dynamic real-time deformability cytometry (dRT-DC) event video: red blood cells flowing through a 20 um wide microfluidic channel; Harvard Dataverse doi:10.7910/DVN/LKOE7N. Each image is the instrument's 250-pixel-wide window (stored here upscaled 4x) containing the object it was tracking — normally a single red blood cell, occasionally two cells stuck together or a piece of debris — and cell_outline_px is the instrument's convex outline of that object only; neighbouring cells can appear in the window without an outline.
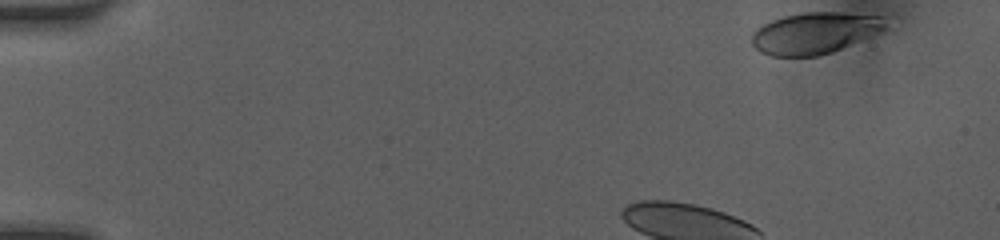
{"species": "human", "species_latin": "Homo sapiens", "temperature_condition": "room temperature", "stored_images_in_passage": 17, "segment_of_instrument_passage": [1, 2], "camera_frame_rate_fps": 3000, "um_per_image_px": 0.085, "donor": {"sex": "female"}, "frame": {"image": 1, "passage_image": 1, "time_ms": 0.0, "image_size_px": [1000, 240], "cell_outline_px": [[884, 28], [880, 32], [832, 52], [816, 56], [772, 56], [760, 52], [752, 44], [752, 32], [756, 28], [772, 20], [784, 16], [804, 12], [840, 12], [884, 16]], "centroid_in_image_um": [69.22, 2.8], "position_along_channel_um": 15.8, "area_um2": 32.14}}
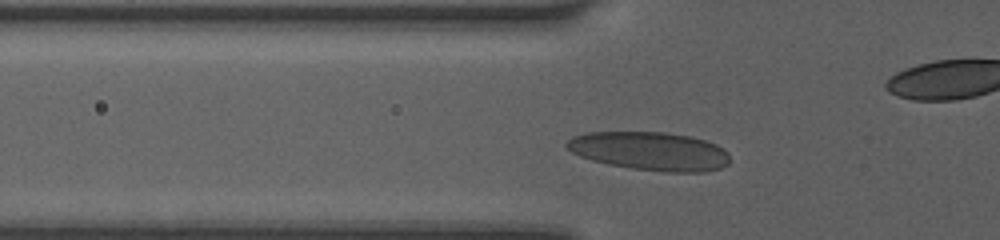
{"frame": {"image": 2, "passage_image": 10, "time_ms": 3.333, "image_size_px": [1000, 240], "cell_outline_px": [[728, 164], [720, 168], [704, 172], [668, 172], [632, 168], [608, 164], [592, 160], [580, 156], [572, 152], [564, 144], [572, 136], [584, 132], [664, 132], [688, 136], [704, 140], [716, 144], [724, 148], [728, 152]], "centroid_in_image_um": [55.23, 12.84], "position_along_channel_um": 70.6, "area_um2": 36.59}}
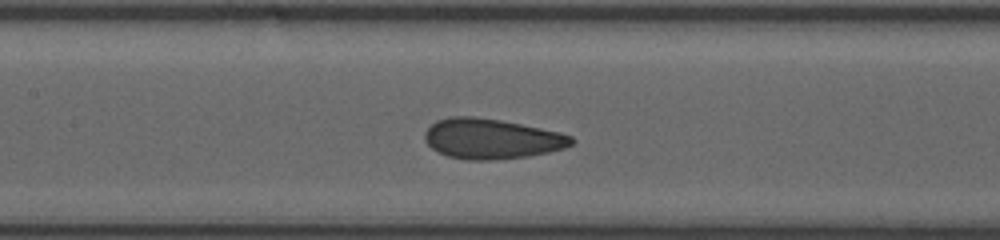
{"frame": {"image": 3, "passage_image": 15, "time_ms": 5.667, "image_size_px": [1000, 240], "cell_outline_px": [[576, 140], [572, 144], [564, 148], [548, 152], [528, 156], [488, 160], [468, 160], [448, 156], [432, 148], [424, 140], [424, 132], [436, 120], [452, 116], [472, 116], [500, 120], [560, 132], [572, 136]], "centroid_in_image_um": [41.77, 11.79], "position_along_channel_um": 165.6, "area_um2": 34.22}}